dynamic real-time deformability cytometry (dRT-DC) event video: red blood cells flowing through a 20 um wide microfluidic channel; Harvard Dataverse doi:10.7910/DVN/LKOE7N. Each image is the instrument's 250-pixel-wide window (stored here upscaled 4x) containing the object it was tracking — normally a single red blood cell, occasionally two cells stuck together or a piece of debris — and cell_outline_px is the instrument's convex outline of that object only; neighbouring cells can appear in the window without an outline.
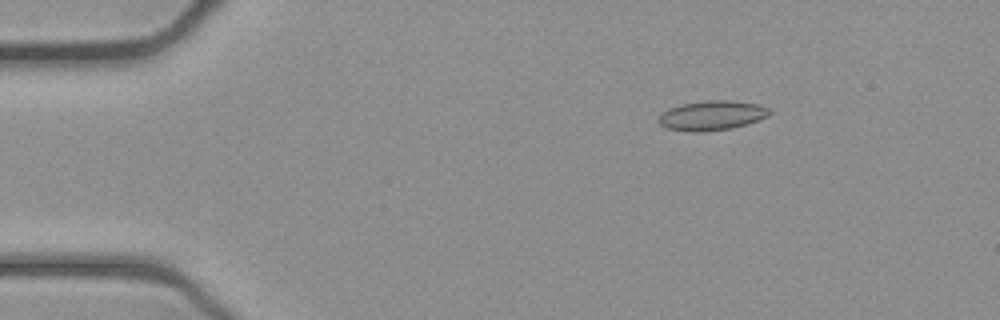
{"species": "common noctule bat (a hibernating species)", "species_latin": "Nyctalus noctula", "temperature_condition": "cold", "stored_images_in_passage": 49, "camera_frame_rate_fps": 3000, "um_per_image_px": 0.085, "animal": {"sex": "female", "body_mass_g": 21.9}, "frame": {"image": 1, "passage_image": 5, "time_ms": 1.333, "image_size_px": [1000, 320], "cell_outline_px": [[772, 112], [768, 116], [732, 128], [700, 132], [692, 132], [668, 128], [660, 124], [656, 120], [668, 108], [680, 104], [704, 100], [732, 100], [760, 104], [768, 108]], "centroid_in_image_um": [60.5, 9.8], "position_along_channel_um": 24.5, "area_um2": 19.13}}
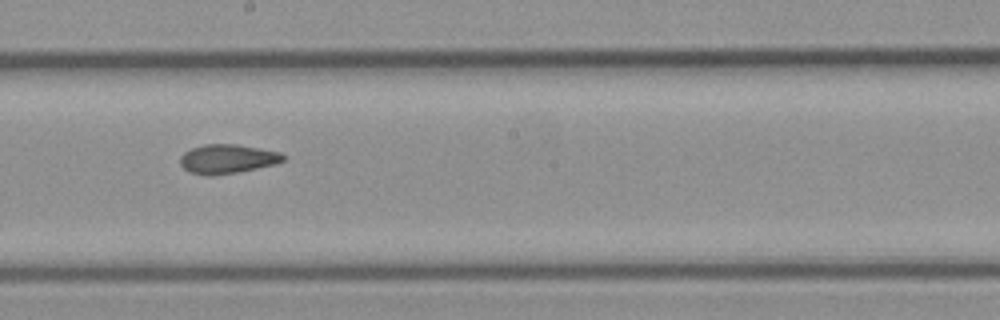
{"frame": {"image": 2, "passage_image": 26, "time_ms": 8.333, "image_size_px": [1000, 320], "cell_outline_px": [[288, 156], [284, 160], [276, 164], [236, 172], [212, 176], [208, 176], [188, 172], [180, 164], [180, 156], [184, 152], [192, 148], [204, 144], [236, 144], [260, 148], [280, 152]], "centroid_in_image_um": [19.33, 13.5], "position_along_channel_um": 228.9, "area_um2": 17.63}}
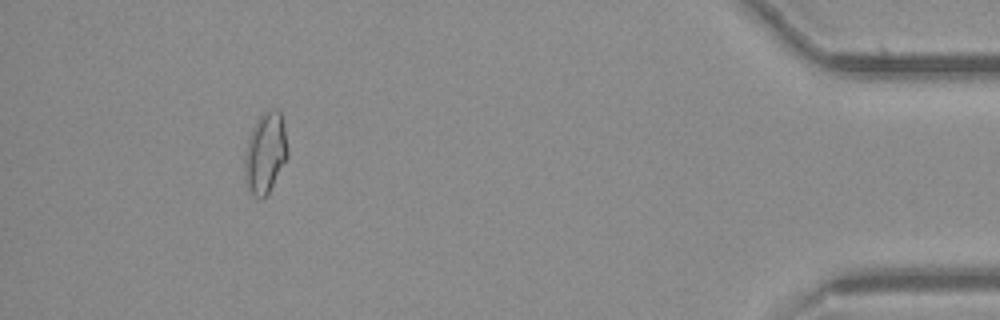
{"frame": {"image": 3, "passage_image": 45, "time_ms": 14.667, "image_size_px": [1000, 320], "cell_outline_px": [[288, 156], [264, 200], [260, 200], [248, 192], [244, 180], [244, 156], [248, 136], [256, 120], [264, 112], [272, 108], [280, 108], [288, 148]], "centroid_in_image_um": [22.52, 13.02], "position_along_channel_um": 412.7, "area_um2": 20.69}, "authors_computed_cell_mechanics": {"area_um2": 18.0914, "velocity_mm_per_s": 3.9142, "shape_relaxation_time_tau1_ms": null, "shape_relaxation_time_tau2_ms": 2.3555, "deformation_change_tau1": null, "deformation_change_tau2": 0.0848}}